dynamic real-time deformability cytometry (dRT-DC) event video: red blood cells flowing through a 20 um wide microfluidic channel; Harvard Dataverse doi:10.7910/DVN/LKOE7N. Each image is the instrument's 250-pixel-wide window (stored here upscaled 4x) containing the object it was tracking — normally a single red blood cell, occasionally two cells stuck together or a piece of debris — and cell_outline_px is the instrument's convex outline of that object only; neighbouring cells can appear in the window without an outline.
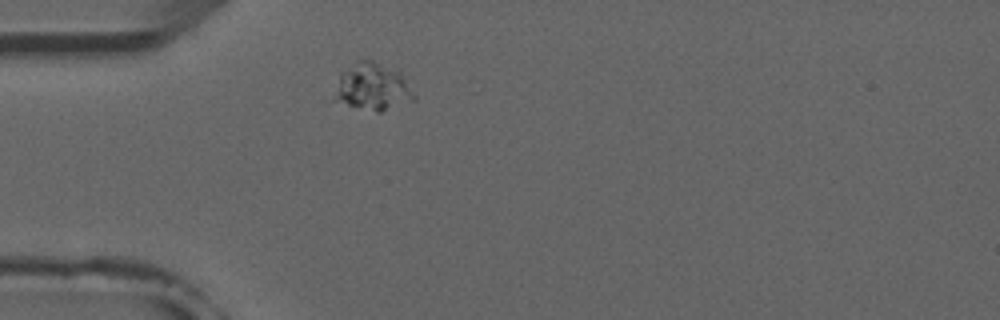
{"species": "common noctule bat (a hibernating species)", "species_latin": "Nyctalus noctula", "temperature_condition": "room temperature", "stored_images_in_passage": 1, "camera_frame_rate_fps": 3000, "um_per_image_px": 0.085, "animal": {"sex": "male", "forearm_length_mm": 52.5}, "frame": {"image": 1, "passage_image": 1, "time_ms": 0.0, "image_size_px": [1000, 320], "cell_outline_px": [[416, 100], [380, 112], [376, 112], [332, 100], [340, 72], [360, 60], [372, 60], [400, 72], [416, 96]], "centroid_in_image_um": [31.67, 7.4], "position_along_channel_um": 53.3, "area_um2": 21.73}}